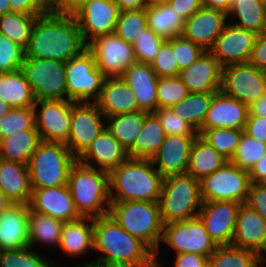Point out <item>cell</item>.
I'll use <instances>...</instances> for the list:
<instances>
[{"mask_svg":"<svg viewBox=\"0 0 266 267\" xmlns=\"http://www.w3.org/2000/svg\"><path fill=\"white\" fill-rule=\"evenodd\" d=\"M87 45L72 13L49 11L36 17L25 57L66 62Z\"/></svg>","mask_w":266,"mask_h":267,"instance_id":"1","label":"cell"},{"mask_svg":"<svg viewBox=\"0 0 266 267\" xmlns=\"http://www.w3.org/2000/svg\"><path fill=\"white\" fill-rule=\"evenodd\" d=\"M154 166L151 159L127 158L112 169L109 172L111 201L158 202L164 177Z\"/></svg>","mask_w":266,"mask_h":267,"instance_id":"2","label":"cell"},{"mask_svg":"<svg viewBox=\"0 0 266 267\" xmlns=\"http://www.w3.org/2000/svg\"><path fill=\"white\" fill-rule=\"evenodd\" d=\"M94 248L101 251L97 262L155 263L154 252L140 239L130 235L108 214L93 218Z\"/></svg>","mask_w":266,"mask_h":267,"instance_id":"3","label":"cell"},{"mask_svg":"<svg viewBox=\"0 0 266 267\" xmlns=\"http://www.w3.org/2000/svg\"><path fill=\"white\" fill-rule=\"evenodd\" d=\"M67 186L81 217L95 218L108 214L111 203L109 172L76 160L69 170Z\"/></svg>","mask_w":266,"mask_h":267,"instance_id":"4","label":"cell"},{"mask_svg":"<svg viewBox=\"0 0 266 267\" xmlns=\"http://www.w3.org/2000/svg\"><path fill=\"white\" fill-rule=\"evenodd\" d=\"M108 215L130 235L143 241L154 252L157 267H162L157 255L164 224L158 202L111 201Z\"/></svg>","mask_w":266,"mask_h":267,"instance_id":"5","label":"cell"},{"mask_svg":"<svg viewBox=\"0 0 266 267\" xmlns=\"http://www.w3.org/2000/svg\"><path fill=\"white\" fill-rule=\"evenodd\" d=\"M158 203L163 224L196 217L202 206L199 180L187 173L164 176Z\"/></svg>","mask_w":266,"mask_h":267,"instance_id":"6","label":"cell"},{"mask_svg":"<svg viewBox=\"0 0 266 267\" xmlns=\"http://www.w3.org/2000/svg\"><path fill=\"white\" fill-rule=\"evenodd\" d=\"M76 160L64 143L42 140L28 163L31 189L66 185Z\"/></svg>","mask_w":266,"mask_h":267,"instance_id":"7","label":"cell"},{"mask_svg":"<svg viewBox=\"0 0 266 267\" xmlns=\"http://www.w3.org/2000/svg\"><path fill=\"white\" fill-rule=\"evenodd\" d=\"M250 186L249 171L229 160L211 175L199 180L202 202L224 200L242 204L246 202Z\"/></svg>","mask_w":266,"mask_h":267,"instance_id":"8","label":"cell"},{"mask_svg":"<svg viewBox=\"0 0 266 267\" xmlns=\"http://www.w3.org/2000/svg\"><path fill=\"white\" fill-rule=\"evenodd\" d=\"M65 72L67 100L95 102L98 99L106 77L97 68L94 54L88 48L65 62Z\"/></svg>","mask_w":266,"mask_h":267,"instance_id":"9","label":"cell"},{"mask_svg":"<svg viewBox=\"0 0 266 267\" xmlns=\"http://www.w3.org/2000/svg\"><path fill=\"white\" fill-rule=\"evenodd\" d=\"M21 70L31 86L36 101L67 100L64 62L24 57Z\"/></svg>","mask_w":266,"mask_h":267,"instance_id":"10","label":"cell"},{"mask_svg":"<svg viewBox=\"0 0 266 267\" xmlns=\"http://www.w3.org/2000/svg\"><path fill=\"white\" fill-rule=\"evenodd\" d=\"M220 90L249 107L266 94V72L249 63L222 67Z\"/></svg>","mask_w":266,"mask_h":267,"instance_id":"11","label":"cell"},{"mask_svg":"<svg viewBox=\"0 0 266 267\" xmlns=\"http://www.w3.org/2000/svg\"><path fill=\"white\" fill-rule=\"evenodd\" d=\"M161 241L173 248L176 254L194 253L207 258L217 247L198 216L164 224Z\"/></svg>","mask_w":266,"mask_h":267,"instance_id":"12","label":"cell"},{"mask_svg":"<svg viewBox=\"0 0 266 267\" xmlns=\"http://www.w3.org/2000/svg\"><path fill=\"white\" fill-rule=\"evenodd\" d=\"M120 12L114 0H85L71 13L88 45L98 36L114 33Z\"/></svg>","mask_w":266,"mask_h":267,"instance_id":"13","label":"cell"},{"mask_svg":"<svg viewBox=\"0 0 266 267\" xmlns=\"http://www.w3.org/2000/svg\"><path fill=\"white\" fill-rule=\"evenodd\" d=\"M95 102L71 101V128L65 145L77 159L106 126Z\"/></svg>","mask_w":266,"mask_h":267,"instance_id":"14","label":"cell"},{"mask_svg":"<svg viewBox=\"0 0 266 267\" xmlns=\"http://www.w3.org/2000/svg\"><path fill=\"white\" fill-rule=\"evenodd\" d=\"M87 48L94 54L96 66L106 78L121 77L136 62L132 44L115 33L96 37Z\"/></svg>","mask_w":266,"mask_h":267,"instance_id":"15","label":"cell"},{"mask_svg":"<svg viewBox=\"0 0 266 267\" xmlns=\"http://www.w3.org/2000/svg\"><path fill=\"white\" fill-rule=\"evenodd\" d=\"M40 104V110L37 109ZM36 130L41 140L66 143L71 128L70 100H38L34 106Z\"/></svg>","mask_w":266,"mask_h":267,"instance_id":"16","label":"cell"},{"mask_svg":"<svg viewBox=\"0 0 266 267\" xmlns=\"http://www.w3.org/2000/svg\"><path fill=\"white\" fill-rule=\"evenodd\" d=\"M240 205L241 203L224 200L202 202L197 216L217 246L231 245Z\"/></svg>","mask_w":266,"mask_h":267,"instance_id":"17","label":"cell"},{"mask_svg":"<svg viewBox=\"0 0 266 267\" xmlns=\"http://www.w3.org/2000/svg\"><path fill=\"white\" fill-rule=\"evenodd\" d=\"M257 34L233 24H226L209 52L222 67L248 63Z\"/></svg>","mask_w":266,"mask_h":267,"instance_id":"18","label":"cell"},{"mask_svg":"<svg viewBox=\"0 0 266 267\" xmlns=\"http://www.w3.org/2000/svg\"><path fill=\"white\" fill-rule=\"evenodd\" d=\"M29 207L34 212L45 214L64 222L74 221L81 217L75 209L67 184L32 189Z\"/></svg>","mask_w":266,"mask_h":267,"instance_id":"19","label":"cell"},{"mask_svg":"<svg viewBox=\"0 0 266 267\" xmlns=\"http://www.w3.org/2000/svg\"><path fill=\"white\" fill-rule=\"evenodd\" d=\"M227 18L224 11L202 7L185 20L182 36L209 51L223 32Z\"/></svg>","mask_w":266,"mask_h":267,"instance_id":"20","label":"cell"},{"mask_svg":"<svg viewBox=\"0 0 266 267\" xmlns=\"http://www.w3.org/2000/svg\"><path fill=\"white\" fill-rule=\"evenodd\" d=\"M178 77L190 92L215 93L222 83V65L205 51L190 66L180 70Z\"/></svg>","mask_w":266,"mask_h":267,"instance_id":"21","label":"cell"},{"mask_svg":"<svg viewBox=\"0 0 266 267\" xmlns=\"http://www.w3.org/2000/svg\"><path fill=\"white\" fill-rule=\"evenodd\" d=\"M231 245L252 250L259 255L266 252V221L245 203L238 209Z\"/></svg>","mask_w":266,"mask_h":267,"instance_id":"22","label":"cell"},{"mask_svg":"<svg viewBox=\"0 0 266 267\" xmlns=\"http://www.w3.org/2000/svg\"><path fill=\"white\" fill-rule=\"evenodd\" d=\"M127 158V151L104 127L77 161L89 167L97 165L98 169L110 172Z\"/></svg>","mask_w":266,"mask_h":267,"instance_id":"23","label":"cell"},{"mask_svg":"<svg viewBox=\"0 0 266 267\" xmlns=\"http://www.w3.org/2000/svg\"><path fill=\"white\" fill-rule=\"evenodd\" d=\"M248 107L242 102L225 95L221 90L215 92L200 129L232 128L244 129Z\"/></svg>","mask_w":266,"mask_h":267,"instance_id":"24","label":"cell"},{"mask_svg":"<svg viewBox=\"0 0 266 267\" xmlns=\"http://www.w3.org/2000/svg\"><path fill=\"white\" fill-rule=\"evenodd\" d=\"M196 136L166 135L157 153L151 158L156 169L164 177L186 173L190 149Z\"/></svg>","mask_w":266,"mask_h":267,"instance_id":"25","label":"cell"},{"mask_svg":"<svg viewBox=\"0 0 266 267\" xmlns=\"http://www.w3.org/2000/svg\"><path fill=\"white\" fill-rule=\"evenodd\" d=\"M29 204L11 203L0 214V251L29 246Z\"/></svg>","mask_w":266,"mask_h":267,"instance_id":"26","label":"cell"},{"mask_svg":"<svg viewBox=\"0 0 266 267\" xmlns=\"http://www.w3.org/2000/svg\"><path fill=\"white\" fill-rule=\"evenodd\" d=\"M121 78L133 91L141 110L154 112L158 108L157 83L159 77L150 64L136 61L124 71Z\"/></svg>","mask_w":266,"mask_h":267,"instance_id":"27","label":"cell"},{"mask_svg":"<svg viewBox=\"0 0 266 267\" xmlns=\"http://www.w3.org/2000/svg\"><path fill=\"white\" fill-rule=\"evenodd\" d=\"M95 103L104 117L141 110L133 91L121 77L105 78Z\"/></svg>","mask_w":266,"mask_h":267,"instance_id":"28","label":"cell"},{"mask_svg":"<svg viewBox=\"0 0 266 267\" xmlns=\"http://www.w3.org/2000/svg\"><path fill=\"white\" fill-rule=\"evenodd\" d=\"M0 190L12 203L29 204L32 189L28 165L0 158Z\"/></svg>","mask_w":266,"mask_h":267,"instance_id":"29","label":"cell"},{"mask_svg":"<svg viewBox=\"0 0 266 267\" xmlns=\"http://www.w3.org/2000/svg\"><path fill=\"white\" fill-rule=\"evenodd\" d=\"M88 220L91 221L88 223ZM60 249L70 256L79 257L94 248L93 218L80 217L65 222L61 232Z\"/></svg>","mask_w":266,"mask_h":267,"instance_id":"30","label":"cell"},{"mask_svg":"<svg viewBox=\"0 0 266 267\" xmlns=\"http://www.w3.org/2000/svg\"><path fill=\"white\" fill-rule=\"evenodd\" d=\"M145 12L147 27L164 40L182 35L185 19L168 3L152 2L145 8Z\"/></svg>","mask_w":266,"mask_h":267,"instance_id":"31","label":"cell"},{"mask_svg":"<svg viewBox=\"0 0 266 267\" xmlns=\"http://www.w3.org/2000/svg\"><path fill=\"white\" fill-rule=\"evenodd\" d=\"M227 161L226 157L197 135L190 149L186 173L200 180L221 168Z\"/></svg>","mask_w":266,"mask_h":267,"instance_id":"32","label":"cell"},{"mask_svg":"<svg viewBox=\"0 0 266 267\" xmlns=\"http://www.w3.org/2000/svg\"><path fill=\"white\" fill-rule=\"evenodd\" d=\"M0 99L12 108L35 106L36 98L21 69L0 73Z\"/></svg>","mask_w":266,"mask_h":267,"instance_id":"33","label":"cell"},{"mask_svg":"<svg viewBox=\"0 0 266 267\" xmlns=\"http://www.w3.org/2000/svg\"><path fill=\"white\" fill-rule=\"evenodd\" d=\"M166 138L159 119L153 112L145 116L143 129L133 146L127 151L128 158L151 159Z\"/></svg>","mask_w":266,"mask_h":267,"instance_id":"34","label":"cell"},{"mask_svg":"<svg viewBox=\"0 0 266 267\" xmlns=\"http://www.w3.org/2000/svg\"><path fill=\"white\" fill-rule=\"evenodd\" d=\"M41 141L37 130L12 133L0 140V158L28 165Z\"/></svg>","mask_w":266,"mask_h":267,"instance_id":"35","label":"cell"},{"mask_svg":"<svg viewBox=\"0 0 266 267\" xmlns=\"http://www.w3.org/2000/svg\"><path fill=\"white\" fill-rule=\"evenodd\" d=\"M64 223L65 222L60 219L34 212L29 207V247H33L35 243L39 242L43 245L59 246Z\"/></svg>","mask_w":266,"mask_h":267,"instance_id":"36","label":"cell"},{"mask_svg":"<svg viewBox=\"0 0 266 267\" xmlns=\"http://www.w3.org/2000/svg\"><path fill=\"white\" fill-rule=\"evenodd\" d=\"M149 112L139 110L107 117L109 124L106 129L119 141L122 147L128 151L143 129L145 116Z\"/></svg>","mask_w":266,"mask_h":267,"instance_id":"37","label":"cell"},{"mask_svg":"<svg viewBox=\"0 0 266 267\" xmlns=\"http://www.w3.org/2000/svg\"><path fill=\"white\" fill-rule=\"evenodd\" d=\"M236 16L239 22L233 25L256 33L266 31V12L263 0H236L233 1L227 16Z\"/></svg>","mask_w":266,"mask_h":267,"instance_id":"38","label":"cell"},{"mask_svg":"<svg viewBox=\"0 0 266 267\" xmlns=\"http://www.w3.org/2000/svg\"><path fill=\"white\" fill-rule=\"evenodd\" d=\"M214 94L190 92L171 109L180 119L190 124L199 133Z\"/></svg>","mask_w":266,"mask_h":267,"instance_id":"39","label":"cell"},{"mask_svg":"<svg viewBox=\"0 0 266 267\" xmlns=\"http://www.w3.org/2000/svg\"><path fill=\"white\" fill-rule=\"evenodd\" d=\"M260 255L234 245H218L208 257V267H258Z\"/></svg>","mask_w":266,"mask_h":267,"instance_id":"40","label":"cell"},{"mask_svg":"<svg viewBox=\"0 0 266 267\" xmlns=\"http://www.w3.org/2000/svg\"><path fill=\"white\" fill-rule=\"evenodd\" d=\"M37 16L15 11L0 15V34L25 50Z\"/></svg>","mask_w":266,"mask_h":267,"instance_id":"41","label":"cell"},{"mask_svg":"<svg viewBox=\"0 0 266 267\" xmlns=\"http://www.w3.org/2000/svg\"><path fill=\"white\" fill-rule=\"evenodd\" d=\"M243 132L244 129L210 128L199 129L198 135L230 160L240 143Z\"/></svg>","mask_w":266,"mask_h":267,"instance_id":"42","label":"cell"},{"mask_svg":"<svg viewBox=\"0 0 266 267\" xmlns=\"http://www.w3.org/2000/svg\"><path fill=\"white\" fill-rule=\"evenodd\" d=\"M147 28L145 9L124 10L120 12L114 33L125 42L134 43Z\"/></svg>","mask_w":266,"mask_h":267,"instance_id":"43","label":"cell"},{"mask_svg":"<svg viewBox=\"0 0 266 267\" xmlns=\"http://www.w3.org/2000/svg\"><path fill=\"white\" fill-rule=\"evenodd\" d=\"M34 107L12 108L0 118V140L17 131L36 130Z\"/></svg>","mask_w":266,"mask_h":267,"instance_id":"44","label":"cell"},{"mask_svg":"<svg viewBox=\"0 0 266 267\" xmlns=\"http://www.w3.org/2000/svg\"><path fill=\"white\" fill-rule=\"evenodd\" d=\"M265 153V143L253 139L243 132L240 143L229 161L243 170L250 171Z\"/></svg>","mask_w":266,"mask_h":267,"instance_id":"45","label":"cell"},{"mask_svg":"<svg viewBox=\"0 0 266 267\" xmlns=\"http://www.w3.org/2000/svg\"><path fill=\"white\" fill-rule=\"evenodd\" d=\"M1 267H57L53 260L43 259L32 247L0 251Z\"/></svg>","mask_w":266,"mask_h":267,"instance_id":"46","label":"cell"},{"mask_svg":"<svg viewBox=\"0 0 266 267\" xmlns=\"http://www.w3.org/2000/svg\"><path fill=\"white\" fill-rule=\"evenodd\" d=\"M189 94V89L183 84L178 76L158 78V108H171Z\"/></svg>","mask_w":266,"mask_h":267,"instance_id":"47","label":"cell"},{"mask_svg":"<svg viewBox=\"0 0 266 267\" xmlns=\"http://www.w3.org/2000/svg\"><path fill=\"white\" fill-rule=\"evenodd\" d=\"M164 41L163 38L155 34L149 27L142 30L138 39L132 43L136 61L151 64Z\"/></svg>","mask_w":266,"mask_h":267,"instance_id":"48","label":"cell"},{"mask_svg":"<svg viewBox=\"0 0 266 267\" xmlns=\"http://www.w3.org/2000/svg\"><path fill=\"white\" fill-rule=\"evenodd\" d=\"M24 57L25 50L21 46L0 34V73L20 70Z\"/></svg>","mask_w":266,"mask_h":267,"instance_id":"49","label":"cell"},{"mask_svg":"<svg viewBox=\"0 0 266 267\" xmlns=\"http://www.w3.org/2000/svg\"><path fill=\"white\" fill-rule=\"evenodd\" d=\"M150 65L159 78L179 75L180 70L175 60V52H173L172 38L161 44L156 58Z\"/></svg>","mask_w":266,"mask_h":267,"instance_id":"50","label":"cell"},{"mask_svg":"<svg viewBox=\"0 0 266 267\" xmlns=\"http://www.w3.org/2000/svg\"><path fill=\"white\" fill-rule=\"evenodd\" d=\"M160 121L166 135L197 136L198 132L180 119L171 108H157L153 112Z\"/></svg>","mask_w":266,"mask_h":267,"instance_id":"51","label":"cell"},{"mask_svg":"<svg viewBox=\"0 0 266 267\" xmlns=\"http://www.w3.org/2000/svg\"><path fill=\"white\" fill-rule=\"evenodd\" d=\"M172 47L179 70L190 66L205 52L202 47L182 35L172 38Z\"/></svg>","mask_w":266,"mask_h":267,"instance_id":"52","label":"cell"},{"mask_svg":"<svg viewBox=\"0 0 266 267\" xmlns=\"http://www.w3.org/2000/svg\"><path fill=\"white\" fill-rule=\"evenodd\" d=\"M245 204L266 221V183H251Z\"/></svg>","mask_w":266,"mask_h":267,"instance_id":"53","label":"cell"},{"mask_svg":"<svg viewBox=\"0 0 266 267\" xmlns=\"http://www.w3.org/2000/svg\"><path fill=\"white\" fill-rule=\"evenodd\" d=\"M11 10L30 15H43L50 11L42 0H9Z\"/></svg>","mask_w":266,"mask_h":267,"instance_id":"54","label":"cell"},{"mask_svg":"<svg viewBox=\"0 0 266 267\" xmlns=\"http://www.w3.org/2000/svg\"><path fill=\"white\" fill-rule=\"evenodd\" d=\"M244 133L266 144V118L248 114Z\"/></svg>","mask_w":266,"mask_h":267,"instance_id":"55","label":"cell"},{"mask_svg":"<svg viewBox=\"0 0 266 267\" xmlns=\"http://www.w3.org/2000/svg\"><path fill=\"white\" fill-rule=\"evenodd\" d=\"M248 63L266 72V31L257 35Z\"/></svg>","mask_w":266,"mask_h":267,"instance_id":"56","label":"cell"},{"mask_svg":"<svg viewBox=\"0 0 266 267\" xmlns=\"http://www.w3.org/2000/svg\"><path fill=\"white\" fill-rule=\"evenodd\" d=\"M168 4L185 20L203 7L202 0H171Z\"/></svg>","mask_w":266,"mask_h":267,"instance_id":"57","label":"cell"},{"mask_svg":"<svg viewBox=\"0 0 266 267\" xmlns=\"http://www.w3.org/2000/svg\"><path fill=\"white\" fill-rule=\"evenodd\" d=\"M208 258L194 253L176 254L175 267H206Z\"/></svg>","mask_w":266,"mask_h":267,"instance_id":"58","label":"cell"},{"mask_svg":"<svg viewBox=\"0 0 266 267\" xmlns=\"http://www.w3.org/2000/svg\"><path fill=\"white\" fill-rule=\"evenodd\" d=\"M251 183H266V153L249 171Z\"/></svg>","mask_w":266,"mask_h":267,"instance_id":"59","label":"cell"},{"mask_svg":"<svg viewBox=\"0 0 266 267\" xmlns=\"http://www.w3.org/2000/svg\"><path fill=\"white\" fill-rule=\"evenodd\" d=\"M120 11L145 9L152 3V0H114Z\"/></svg>","mask_w":266,"mask_h":267,"instance_id":"60","label":"cell"},{"mask_svg":"<svg viewBox=\"0 0 266 267\" xmlns=\"http://www.w3.org/2000/svg\"><path fill=\"white\" fill-rule=\"evenodd\" d=\"M249 113L253 116L265 117L266 118V94L256 100L249 107Z\"/></svg>","mask_w":266,"mask_h":267,"instance_id":"61","label":"cell"},{"mask_svg":"<svg viewBox=\"0 0 266 267\" xmlns=\"http://www.w3.org/2000/svg\"><path fill=\"white\" fill-rule=\"evenodd\" d=\"M203 7L228 12L232 4L231 0H202Z\"/></svg>","mask_w":266,"mask_h":267,"instance_id":"62","label":"cell"},{"mask_svg":"<svg viewBox=\"0 0 266 267\" xmlns=\"http://www.w3.org/2000/svg\"><path fill=\"white\" fill-rule=\"evenodd\" d=\"M85 0H62V12L71 13Z\"/></svg>","mask_w":266,"mask_h":267,"instance_id":"63","label":"cell"},{"mask_svg":"<svg viewBox=\"0 0 266 267\" xmlns=\"http://www.w3.org/2000/svg\"><path fill=\"white\" fill-rule=\"evenodd\" d=\"M111 267H157L156 263H115Z\"/></svg>","mask_w":266,"mask_h":267,"instance_id":"64","label":"cell"},{"mask_svg":"<svg viewBox=\"0 0 266 267\" xmlns=\"http://www.w3.org/2000/svg\"><path fill=\"white\" fill-rule=\"evenodd\" d=\"M54 12H62V0H42Z\"/></svg>","mask_w":266,"mask_h":267,"instance_id":"65","label":"cell"},{"mask_svg":"<svg viewBox=\"0 0 266 267\" xmlns=\"http://www.w3.org/2000/svg\"><path fill=\"white\" fill-rule=\"evenodd\" d=\"M11 203L12 202L0 190V214L3 213L8 208V206L11 205Z\"/></svg>","mask_w":266,"mask_h":267,"instance_id":"66","label":"cell"},{"mask_svg":"<svg viewBox=\"0 0 266 267\" xmlns=\"http://www.w3.org/2000/svg\"><path fill=\"white\" fill-rule=\"evenodd\" d=\"M10 12H12L10 1L9 0H0V15L10 13Z\"/></svg>","mask_w":266,"mask_h":267,"instance_id":"67","label":"cell"},{"mask_svg":"<svg viewBox=\"0 0 266 267\" xmlns=\"http://www.w3.org/2000/svg\"><path fill=\"white\" fill-rule=\"evenodd\" d=\"M74 267H111L109 264L100 263L97 261L85 262Z\"/></svg>","mask_w":266,"mask_h":267,"instance_id":"68","label":"cell"},{"mask_svg":"<svg viewBox=\"0 0 266 267\" xmlns=\"http://www.w3.org/2000/svg\"><path fill=\"white\" fill-rule=\"evenodd\" d=\"M12 107L0 99V118L3 117L5 114H8Z\"/></svg>","mask_w":266,"mask_h":267,"instance_id":"69","label":"cell"},{"mask_svg":"<svg viewBox=\"0 0 266 267\" xmlns=\"http://www.w3.org/2000/svg\"><path fill=\"white\" fill-rule=\"evenodd\" d=\"M169 1L171 0H152V2H155V3H168Z\"/></svg>","mask_w":266,"mask_h":267,"instance_id":"70","label":"cell"},{"mask_svg":"<svg viewBox=\"0 0 266 267\" xmlns=\"http://www.w3.org/2000/svg\"><path fill=\"white\" fill-rule=\"evenodd\" d=\"M264 260L266 261L265 255L264 254L260 255V264H261V266H262Z\"/></svg>","mask_w":266,"mask_h":267,"instance_id":"71","label":"cell"},{"mask_svg":"<svg viewBox=\"0 0 266 267\" xmlns=\"http://www.w3.org/2000/svg\"><path fill=\"white\" fill-rule=\"evenodd\" d=\"M263 4H264L265 12H266V0H263Z\"/></svg>","mask_w":266,"mask_h":267,"instance_id":"72","label":"cell"}]
</instances>
